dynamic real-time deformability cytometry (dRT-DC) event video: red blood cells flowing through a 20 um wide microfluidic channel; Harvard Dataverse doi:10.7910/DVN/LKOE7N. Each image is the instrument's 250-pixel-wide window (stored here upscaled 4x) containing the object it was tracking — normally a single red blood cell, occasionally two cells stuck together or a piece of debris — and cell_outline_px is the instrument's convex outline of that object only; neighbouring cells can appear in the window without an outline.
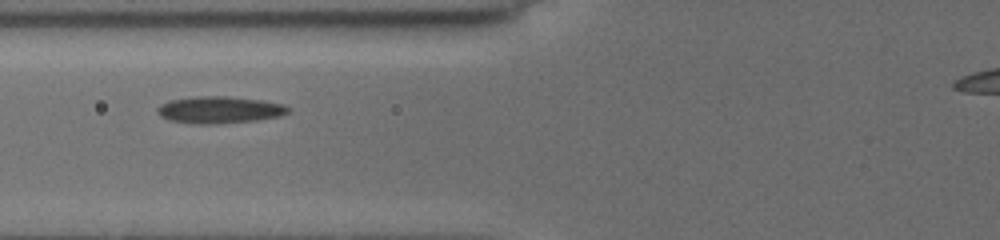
{"species": "common noctule bat (a hibernating species)", "species_latin": "Nyctalus noctula", "temperature_condition": "cold", "stored_images_in_passage": 5, "camera_frame_rate_fps": 3000, "um_per_image_px": 0.085, "animal": {"sex": "female", "body_mass_g": 19.5, "forearm_length_mm": 54.1}, "frame": {"image": 1, "passage_image": 5, "time_ms": 4.0, "image_size_px": [1000, 240], "cell_outline_px": [[292, 108], [288, 112], [280, 116], [256, 120], [208, 124], [196, 124], [168, 120], [160, 116], [156, 112], [156, 108], [160, 104], [172, 100], [196, 96], [228, 96], [264, 100], [284, 104]], "centroid_in_image_um": [18.66, 9.33], "position_along_channel_um": 107.1, "area_um2": 20.63}}